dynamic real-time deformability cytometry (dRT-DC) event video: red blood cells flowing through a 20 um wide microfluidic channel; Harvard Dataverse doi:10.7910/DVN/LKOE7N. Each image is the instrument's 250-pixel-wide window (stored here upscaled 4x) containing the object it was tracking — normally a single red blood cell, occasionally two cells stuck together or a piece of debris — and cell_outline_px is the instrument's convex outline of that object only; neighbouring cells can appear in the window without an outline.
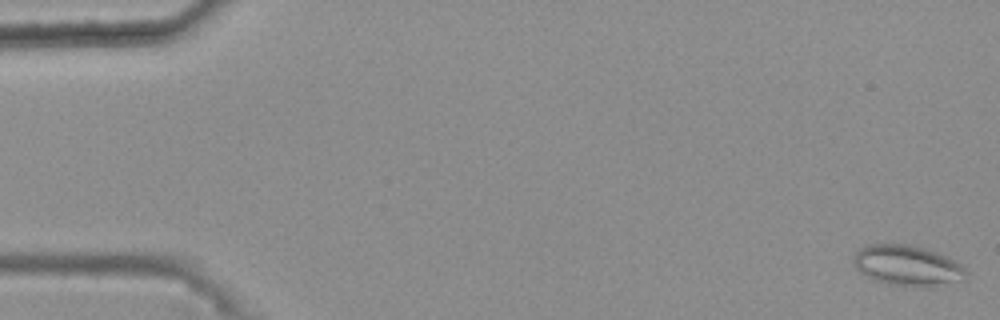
{"species": "common noctule bat (a hibernating species)", "species_latin": "Nyctalus noctula", "temperature_condition": "warm", "stored_images_in_passage": 47, "camera_frame_rate_fps": 3000, "um_per_image_px": 0.085, "animal": {"sex": "female", "body_mass_g": 25.1}, "frame": {"image": 1, "passage_image": 1, "time_ms": 0.0, "image_size_px": [1000, 320], "cell_outline_px": [[968, 272], [960, 280], [932, 288], [920, 288], [888, 284], [872, 280], [860, 272], [856, 268], [852, 260], [856, 252], [860, 248], [868, 244], [912, 244], [936, 252], [960, 264]], "centroid_in_image_um": [77.09, 22.59], "position_along_channel_um": 7.9, "area_um2": 26.82}}
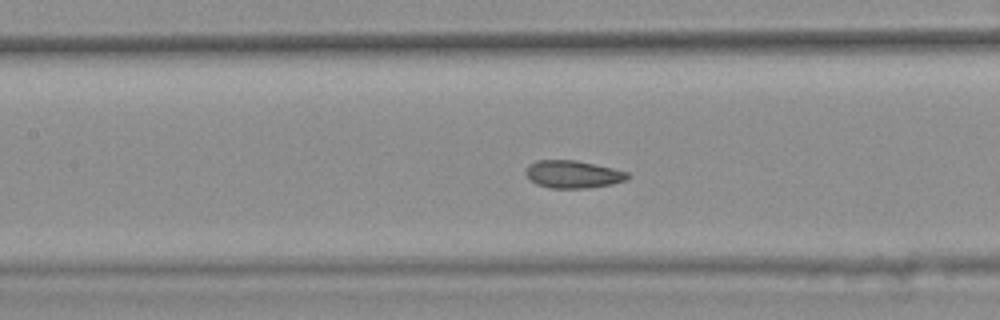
{"frame": {"image": 2, "passage_image": 25, "time_ms": 8.0, "image_size_px": [1000, 320], "cell_outline_px": [[632, 176], [628, 180], [612, 184], [588, 188], [548, 188], [536, 184], [524, 172], [528, 164], [536, 160], [576, 160], [612, 168], [628, 172]], "centroid_in_image_um": [48.72, 14.81], "position_along_channel_um": 158.7, "area_um2": 16.53}}
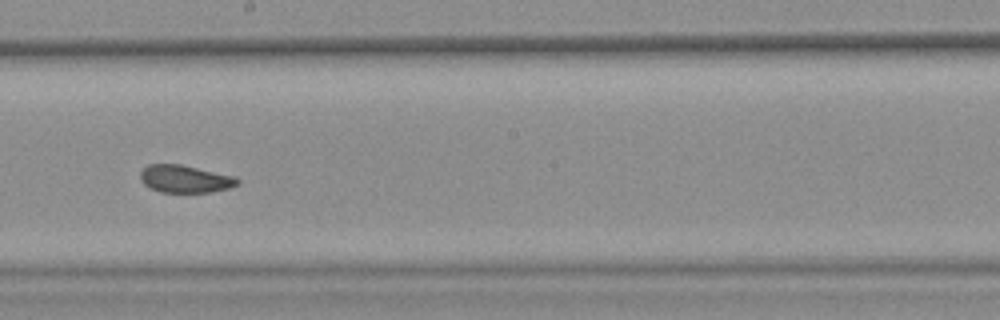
{"frame": {"image": 3, "passage_image": 31, "time_ms": 10.0, "image_size_px": [1000, 320], "cell_outline_px": [[240, 184], [228, 188], [212, 192], [160, 192], [144, 184], [140, 180], [140, 172], [148, 164], [180, 164], [236, 176], [240, 180]], "centroid_in_image_um": [15.75, 15.2], "position_along_channel_um": 232.4, "area_um2": 15.66}, "authors_computed_cell_mechanics": {"area_um2": 16.6464, "velocity_mm_per_s": 3.7025, "shape_relaxation_time_tau1_ms": null, "shape_relaxation_time_tau2_ms": 2.0814, "deformation_change_tau1": null, "deformation_change_tau2": 0.0627}}